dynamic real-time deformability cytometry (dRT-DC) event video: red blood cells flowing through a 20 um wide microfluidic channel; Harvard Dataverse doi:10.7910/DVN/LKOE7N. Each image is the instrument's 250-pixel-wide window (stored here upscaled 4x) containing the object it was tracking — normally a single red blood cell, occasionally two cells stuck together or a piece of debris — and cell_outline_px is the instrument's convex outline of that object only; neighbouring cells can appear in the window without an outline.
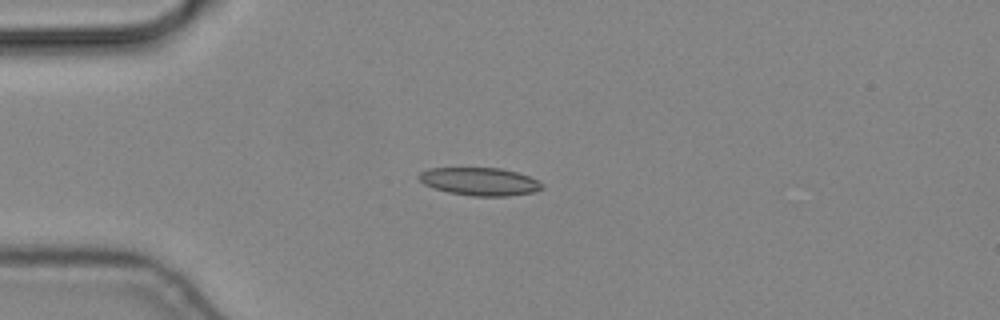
{"species": "common noctule bat (a hibernating species)", "species_latin": "Nyctalus noctula", "temperature_condition": "cold", "stored_images_in_passage": 6, "camera_frame_rate_fps": 3000, "um_per_image_px": 0.085, "animal": {"sex": "male", "body_mass_g": 19.2, "forearm_length_mm": 51.8}, "frame": {"image": 1, "passage_image": 4, "time_ms": 1.0, "image_size_px": [1000, 320], "cell_outline_px": [[544, 188], [536, 192], [508, 196], [472, 196], [448, 192], [432, 188], [424, 184], [416, 176], [420, 172], [428, 168], [500, 168], [516, 172], [528, 176], [544, 184]], "centroid_in_image_um": [40.77, 15.43], "position_along_channel_um": 44.2, "area_um2": 20.17}}
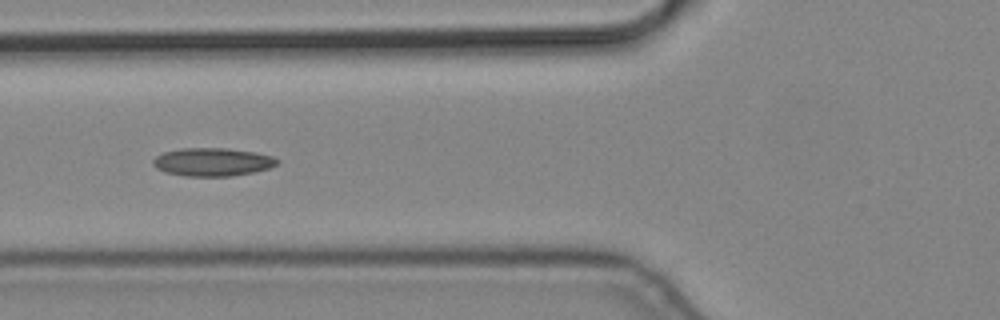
{"frame": {"image": 2, "passage_image": 6, "time_ms": 1.667, "image_size_px": [1000, 320], "cell_outline_px": [[280, 160], [276, 164], [268, 168], [256, 172], [232, 176], [184, 176], [164, 172], [156, 168], [152, 164], [152, 160], [156, 156], [164, 152], [180, 148], [228, 148], [256, 152], [272, 156]], "centroid_in_image_um": [18.05, 13.77], "position_along_channel_um": 107.8, "area_um2": 20.58}}